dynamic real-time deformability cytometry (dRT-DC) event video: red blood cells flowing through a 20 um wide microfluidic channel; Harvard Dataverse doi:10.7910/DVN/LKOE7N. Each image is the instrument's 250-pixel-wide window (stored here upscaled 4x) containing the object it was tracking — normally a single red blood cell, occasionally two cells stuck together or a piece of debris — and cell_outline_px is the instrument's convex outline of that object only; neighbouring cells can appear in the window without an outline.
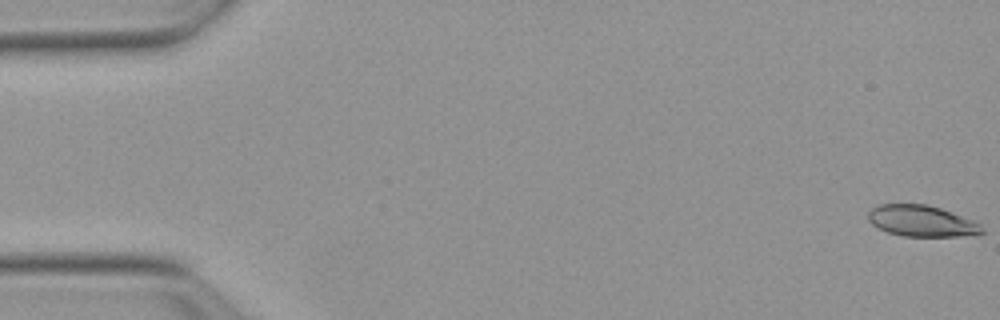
{"species": "Egyptian fruit bat (a non-hibernating species)", "species_latin": "Rousettus aegyptiacus", "temperature_condition": "warm", "stored_images_in_passage": 53, "camera_frame_rate_fps": 3000, "um_per_image_px": 0.085, "animal": {"sex": "female"}, "frame": {"image": 1, "passage_image": 1, "time_ms": 0.0, "image_size_px": [1000, 320], "cell_outline_px": [[984, 232], [976, 236], [904, 236], [888, 232], [872, 224], [868, 220], [868, 212], [872, 208], [880, 204], [928, 204], [952, 212], [972, 220], [980, 224]], "centroid_in_image_um": [78.36, 18.78], "position_along_channel_um": 6.6, "area_um2": 20.69}}
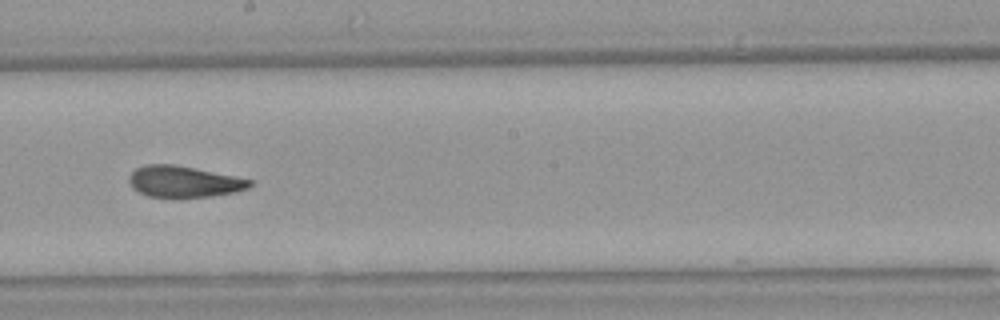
{"frame": {"image": 2, "passage_image": 30, "time_ms": 9.667, "image_size_px": [1000, 320], "cell_outline_px": [[256, 184], [248, 188], [236, 192], [212, 196], [148, 196], [132, 188], [128, 180], [128, 176], [136, 168], [144, 164], [176, 164], [252, 180]], "centroid_in_image_um": [15.63, 15.42], "position_along_channel_um": 232.6, "area_um2": 21.85}}
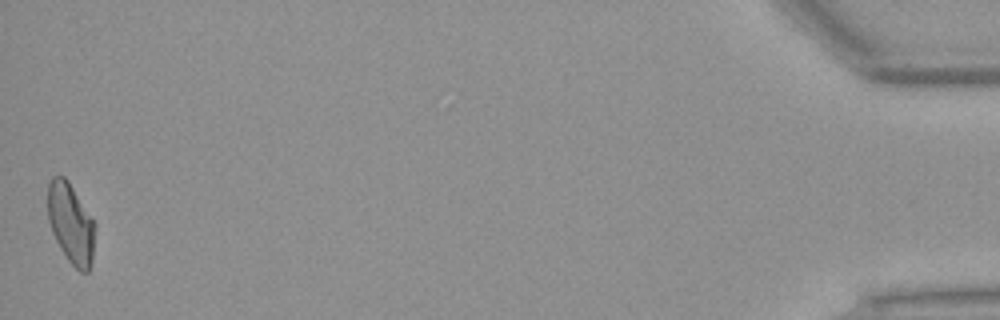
{"frame": {"image": 3, "passage_image": 53, "time_ms": 17.333, "image_size_px": [1000, 320], "cell_outline_px": [[96, 224], [92, 264], [88, 272], [80, 272], [68, 260], [60, 248], [52, 232], [48, 220], [48, 184], [52, 176], [64, 176], [68, 180]], "centroid_in_image_um": [6.03, 19.0], "position_along_channel_um": 429.2, "area_um2": 22.2}, "authors_computed_cell_mechanics": {"area_um2": 22.3108, "velocity_mm_per_s": 3.8536, "shape_relaxation_time_tau1_ms": 9.6313, "shape_relaxation_time_tau2_ms": 2.8491, "deformation_change_tau1": 0.2527, "deformation_change_tau2": 0.0903}}